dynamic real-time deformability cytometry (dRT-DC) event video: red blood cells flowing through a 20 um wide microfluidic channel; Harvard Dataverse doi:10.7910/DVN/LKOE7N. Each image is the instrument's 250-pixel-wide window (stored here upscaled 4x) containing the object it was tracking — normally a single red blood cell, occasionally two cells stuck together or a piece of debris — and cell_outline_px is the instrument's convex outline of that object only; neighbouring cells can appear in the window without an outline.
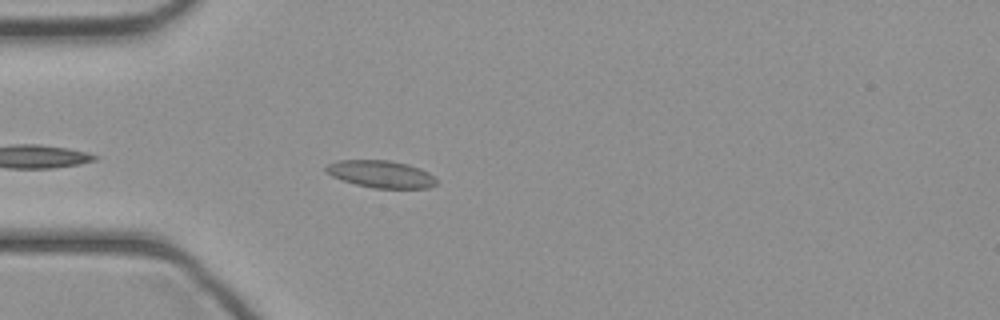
{"species": "common noctule bat (a hibernating species)", "species_latin": "Nyctalus noctula", "temperature_condition": "cold", "stored_images_in_passage": 34, "camera_frame_rate_fps": 3000, "um_per_image_px": 0.085, "animal": {"sex": "female", "body_mass_g": 21.9}, "frame": {"image": 1, "passage_image": 4, "time_ms": 1.0, "image_size_px": [1000, 320], "cell_outline_px": [[440, 180], [436, 184], [428, 188], [372, 188], [356, 184], [332, 176], [324, 172], [324, 168], [328, 164], [336, 160], [388, 160], [408, 164], [420, 168], [428, 172]], "centroid_in_image_um": [32.39, 14.79], "position_along_channel_um": 52.6, "area_um2": 17.69}}
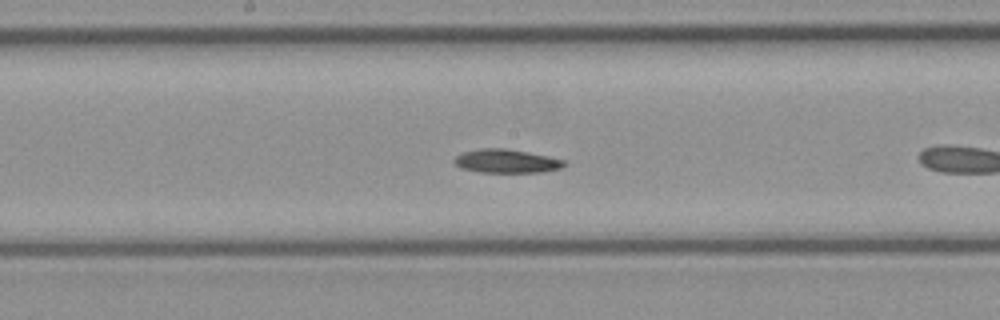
{"frame": {"image": 2, "passage_image": 12, "time_ms": 3.667, "image_size_px": [1000, 320], "cell_outline_px": [[568, 164], [560, 168], [544, 172], [480, 172], [460, 168], [452, 160], [460, 152], [480, 148], [504, 148], [528, 152], [548, 156], [564, 160]], "centroid_in_image_um": [43.02, 13.69], "position_along_channel_um": 205.2, "area_um2": 15.26}}
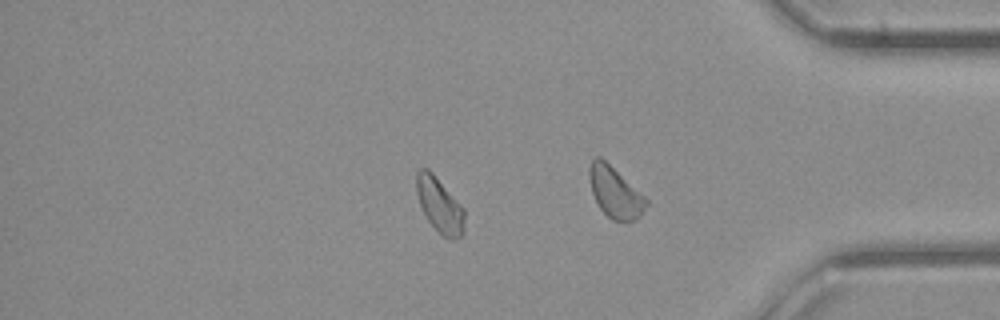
{"frame": {"image": 3, "passage_image": 27, "time_ms": 8.667, "image_size_px": [1000, 320], "cell_outline_px": [[464, 232], [456, 240], [448, 240], [428, 220], [420, 204], [416, 192], [416, 172], [420, 168], [428, 168], [432, 172], [464, 208]], "centroid_in_image_um": [37.37, 17.43], "position_along_channel_um": 397.8, "area_um2": 15.26}}